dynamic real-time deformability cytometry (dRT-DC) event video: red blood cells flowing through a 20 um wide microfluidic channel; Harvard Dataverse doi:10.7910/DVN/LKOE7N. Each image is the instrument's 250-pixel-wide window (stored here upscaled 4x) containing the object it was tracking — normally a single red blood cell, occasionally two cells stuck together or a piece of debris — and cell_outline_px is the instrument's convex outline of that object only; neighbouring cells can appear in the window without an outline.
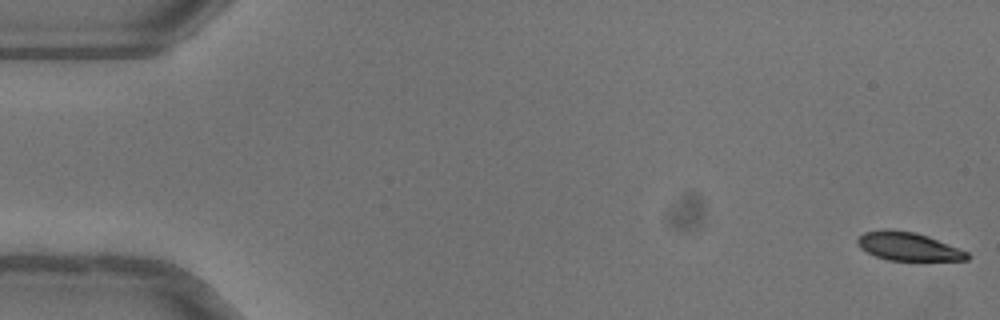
{"species": "common noctule bat (a hibernating species)", "species_latin": "Nyctalus noctula", "temperature_condition": "warm", "stored_images_in_passage": 53, "camera_frame_rate_fps": 3000, "um_per_image_px": 0.085, "animal": {"sex": "female"}, "frame": {"image": 1, "passage_image": 1, "time_ms": 0.0, "image_size_px": [1000, 320], "cell_outline_px": [[972, 256], [968, 260], [888, 260], [876, 256], [860, 248], [856, 244], [856, 240], [864, 232], [884, 228], [888, 228], [916, 232], [928, 236], [968, 252]], "centroid_in_image_um": [77.18, 20.93], "position_along_channel_um": 7.8, "area_um2": 18.21}}
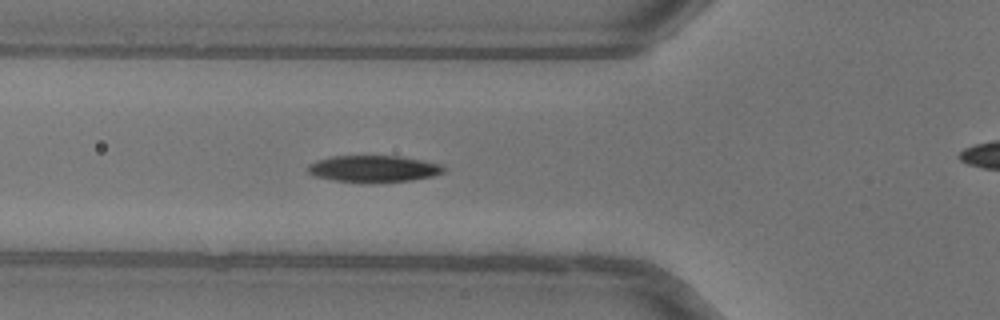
{"frame": {"image": 2, "passage_image": 19, "time_ms": 6.0, "image_size_px": [1000, 320], "cell_outline_px": [[444, 172], [432, 176], [412, 180], [372, 184], [332, 180], [312, 176], [308, 172], [308, 164], [316, 160], [332, 156], [400, 156], [444, 164]], "centroid_in_image_um": [31.74, 14.36], "position_along_channel_um": 94.1, "area_um2": 21.62}}
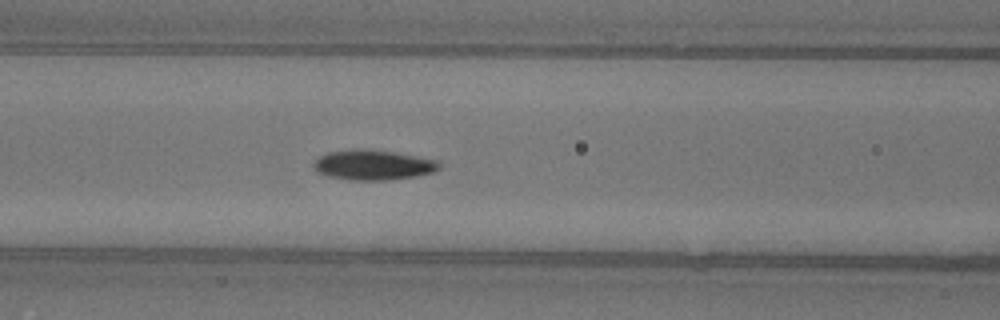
{"frame": {"image": 3, "passage_image": 22, "time_ms": 7.0, "image_size_px": [1000, 320], "cell_outline_px": [[440, 168], [432, 172], [416, 176], [384, 180], [348, 180], [328, 176], [316, 172], [312, 168], [312, 164], [320, 156], [328, 152], [352, 148], [368, 148], [396, 152], [440, 160]], "centroid_in_image_um": [31.69, 14.0], "position_along_channel_um": 134.9, "area_um2": 22.43}, "authors_computed_cell_mechanics": {"area_um2": 20.6924, "velocity_mm_per_s": 4.0266, "shape_relaxation_time_tau1_ms": 3.3245, "shape_relaxation_time_tau2_ms": 1.6836, "deformation_change_tau1": 0.1459, "deformation_change_tau2": 0.0535}}